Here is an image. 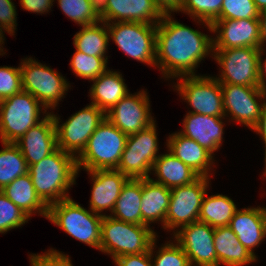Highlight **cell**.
Returning a JSON list of instances; mask_svg holds the SVG:
<instances>
[{
	"label": "cell",
	"mask_w": 266,
	"mask_h": 266,
	"mask_svg": "<svg viewBox=\"0 0 266 266\" xmlns=\"http://www.w3.org/2000/svg\"><path fill=\"white\" fill-rule=\"evenodd\" d=\"M212 52L213 38L164 14L156 28V66L165 78L195 74L198 64Z\"/></svg>",
	"instance_id": "1"
},
{
	"label": "cell",
	"mask_w": 266,
	"mask_h": 266,
	"mask_svg": "<svg viewBox=\"0 0 266 266\" xmlns=\"http://www.w3.org/2000/svg\"><path fill=\"white\" fill-rule=\"evenodd\" d=\"M34 189L49 207L69 198L67 191L78 175L76 157L57 148L36 164L28 166Z\"/></svg>",
	"instance_id": "2"
},
{
	"label": "cell",
	"mask_w": 266,
	"mask_h": 266,
	"mask_svg": "<svg viewBox=\"0 0 266 266\" xmlns=\"http://www.w3.org/2000/svg\"><path fill=\"white\" fill-rule=\"evenodd\" d=\"M155 239L156 233L148 225L126 223L103 215L99 250L111 255L113 260L119 256L146 253Z\"/></svg>",
	"instance_id": "3"
},
{
	"label": "cell",
	"mask_w": 266,
	"mask_h": 266,
	"mask_svg": "<svg viewBox=\"0 0 266 266\" xmlns=\"http://www.w3.org/2000/svg\"><path fill=\"white\" fill-rule=\"evenodd\" d=\"M126 140L127 135L105 118L76 158L78 172L117 169Z\"/></svg>",
	"instance_id": "4"
},
{
	"label": "cell",
	"mask_w": 266,
	"mask_h": 266,
	"mask_svg": "<svg viewBox=\"0 0 266 266\" xmlns=\"http://www.w3.org/2000/svg\"><path fill=\"white\" fill-rule=\"evenodd\" d=\"M47 219L73 238L99 250L103 215L87 211L69 197L51 204Z\"/></svg>",
	"instance_id": "5"
},
{
	"label": "cell",
	"mask_w": 266,
	"mask_h": 266,
	"mask_svg": "<svg viewBox=\"0 0 266 266\" xmlns=\"http://www.w3.org/2000/svg\"><path fill=\"white\" fill-rule=\"evenodd\" d=\"M43 107V109H42ZM41 109V110H40ZM47 109L30 93L21 91L0 101L1 142L16 143L40 119V111Z\"/></svg>",
	"instance_id": "6"
},
{
	"label": "cell",
	"mask_w": 266,
	"mask_h": 266,
	"mask_svg": "<svg viewBox=\"0 0 266 266\" xmlns=\"http://www.w3.org/2000/svg\"><path fill=\"white\" fill-rule=\"evenodd\" d=\"M20 64L22 90L34 96L46 109H55L65 97L69 82L60 73L31 57Z\"/></svg>",
	"instance_id": "7"
},
{
	"label": "cell",
	"mask_w": 266,
	"mask_h": 266,
	"mask_svg": "<svg viewBox=\"0 0 266 266\" xmlns=\"http://www.w3.org/2000/svg\"><path fill=\"white\" fill-rule=\"evenodd\" d=\"M109 37L131 58L156 66L157 25L142 22L107 23Z\"/></svg>",
	"instance_id": "8"
},
{
	"label": "cell",
	"mask_w": 266,
	"mask_h": 266,
	"mask_svg": "<svg viewBox=\"0 0 266 266\" xmlns=\"http://www.w3.org/2000/svg\"><path fill=\"white\" fill-rule=\"evenodd\" d=\"M57 134V148L76 158L86 148L90 136L105 120L106 113L94 104L85 106L60 125V118L52 113Z\"/></svg>",
	"instance_id": "9"
},
{
	"label": "cell",
	"mask_w": 266,
	"mask_h": 266,
	"mask_svg": "<svg viewBox=\"0 0 266 266\" xmlns=\"http://www.w3.org/2000/svg\"><path fill=\"white\" fill-rule=\"evenodd\" d=\"M155 122L127 136L125 148L116 170L131 179L150 178L154 161L159 157Z\"/></svg>",
	"instance_id": "10"
},
{
	"label": "cell",
	"mask_w": 266,
	"mask_h": 266,
	"mask_svg": "<svg viewBox=\"0 0 266 266\" xmlns=\"http://www.w3.org/2000/svg\"><path fill=\"white\" fill-rule=\"evenodd\" d=\"M213 53L212 56L222 68L219 77H215L220 84L260 86L259 48L213 49Z\"/></svg>",
	"instance_id": "11"
},
{
	"label": "cell",
	"mask_w": 266,
	"mask_h": 266,
	"mask_svg": "<svg viewBox=\"0 0 266 266\" xmlns=\"http://www.w3.org/2000/svg\"><path fill=\"white\" fill-rule=\"evenodd\" d=\"M178 80L176 90L194 109L188 113L225 117L221 84L215 77L191 75Z\"/></svg>",
	"instance_id": "12"
},
{
	"label": "cell",
	"mask_w": 266,
	"mask_h": 266,
	"mask_svg": "<svg viewBox=\"0 0 266 266\" xmlns=\"http://www.w3.org/2000/svg\"><path fill=\"white\" fill-rule=\"evenodd\" d=\"M208 177H199L193 183L171 188L165 229L175 230L198 221L202 200L207 192Z\"/></svg>",
	"instance_id": "13"
},
{
	"label": "cell",
	"mask_w": 266,
	"mask_h": 266,
	"mask_svg": "<svg viewBox=\"0 0 266 266\" xmlns=\"http://www.w3.org/2000/svg\"><path fill=\"white\" fill-rule=\"evenodd\" d=\"M221 89L225 116L229 113L232 120L253 129L259 121L266 101V89L261 86L233 84H221ZM257 99L264 101L259 104Z\"/></svg>",
	"instance_id": "14"
},
{
	"label": "cell",
	"mask_w": 266,
	"mask_h": 266,
	"mask_svg": "<svg viewBox=\"0 0 266 266\" xmlns=\"http://www.w3.org/2000/svg\"><path fill=\"white\" fill-rule=\"evenodd\" d=\"M214 229L204 222L196 221L177 229L176 232L173 231L174 242L176 241L188 256L191 266H217Z\"/></svg>",
	"instance_id": "15"
},
{
	"label": "cell",
	"mask_w": 266,
	"mask_h": 266,
	"mask_svg": "<svg viewBox=\"0 0 266 266\" xmlns=\"http://www.w3.org/2000/svg\"><path fill=\"white\" fill-rule=\"evenodd\" d=\"M149 101L144 90L133 95L129 92L106 113V119L127 136L135 134L155 122Z\"/></svg>",
	"instance_id": "16"
},
{
	"label": "cell",
	"mask_w": 266,
	"mask_h": 266,
	"mask_svg": "<svg viewBox=\"0 0 266 266\" xmlns=\"http://www.w3.org/2000/svg\"><path fill=\"white\" fill-rule=\"evenodd\" d=\"M212 30L214 33H219L213 38V49L259 48V19L215 20L212 23Z\"/></svg>",
	"instance_id": "17"
},
{
	"label": "cell",
	"mask_w": 266,
	"mask_h": 266,
	"mask_svg": "<svg viewBox=\"0 0 266 266\" xmlns=\"http://www.w3.org/2000/svg\"><path fill=\"white\" fill-rule=\"evenodd\" d=\"M16 144L28 166L41 161L57 149L55 121L51 113L34 127H31Z\"/></svg>",
	"instance_id": "18"
},
{
	"label": "cell",
	"mask_w": 266,
	"mask_h": 266,
	"mask_svg": "<svg viewBox=\"0 0 266 266\" xmlns=\"http://www.w3.org/2000/svg\"><path fill=\"white\" fill-rule=\"evenodd\" d=\"M164 13L154 0H108L106 15L101 21L142 22L157 25Z\"/></svg>",
	"instance_id": "19"
},
{
	"label": "cell",
	"mask_w": 266,
	"mask_h": 266,
	"mask_svg": "<svg viewBox=\"0 0 266 266\" xmlns=\"http://www.w3.org/2000/svg\"><path fill=\"white\" fill-rule=\"evenodd\" d=\"M93 186L90 199V210L101 214L104 210L112 212L123 185L129 179L116 169L88 171Z\"/></svg>",
	"instance_id": "20"
},
{
	"label": "cell",
	"mask_w": 266,
	"mask_h": 266,
	"mask_svg": "<svg viewBox=\"0 0 266 266\" xmlns=\"http://www.w3.org/2000/svg\"><path fill=\"white\" fill-rule=\"evenodd\" d=\"M229 227L243 246L256 257L253 248L258 247L266 237V207L237 210Z\"/></svg>",
	"instance_id": "21"
},
{
	"label": "cell",
	"mask_w": 266,
	"mask_h": 266,
	"mask_svg": "<svg viewBox=\"0 0 266 266\" xmlns=\"http://www.w3.org/2000/svg\"><path fill=\"white\" fill-rule=\"evenodd\" d=\"M223 118L225 119V117L187 113L183 119V131L179 133L195 140L213 155L223 141L224 123L221 120Z\"/></svg>",
	"instance_id": "22"
},
{
	"label": "cell",
	"mask_w": 266,
	"mask_h": 266,
	"mask_svg": "<svg viewBox=\"0 0 266 266\" xmlns=\"http://www.w3.org/2000/svg\"><path fill=\"white\" fill-rule=\"evenodd\" d=\"M167 147L168 152L179 158L200 177H210L213 155L195 140L176 132L169 136Z\"/></svg>",
	"instance_id": "23"
},
{
	"label": "cell",
	"mask_w": 266,
	"mask_h": 266,
	"mask_svg": "<svg viewBox=\"0 0 266 266\" xmlns=\"http://www.w3.org/2000/svg\"><path fill=\"white\" fill-rule=\"evenodd\" d=\"M213 242L217 266H243L256 261L257 257L243 246L229 226L215 228Z\"/></svg>",
	"instance_id": "24"
},
{
	"label": "cell",
	"mask_w": 266,
	"mask_h": 266,
	"mask_svg": "<svg viewBox=\"0 0 266 266\" xmlns=\"http://www.w3.org/2000/svg\"><path fill=\"white\" fill-rule=\"evenodd\" d=\"M171 189L152 181L142 179L141 216L142 225L161 221L165 229V217L169 207Z\"/></svg>",
	"instance_id": "25"
},
{
	"label": "cell",
	"mask_w": 266,
	"mask_h": 266,
	"mask_svg": "<svg viewBox=\"0 0 266 266\" xmlns=\"http://www.w3.org/2000/svg\"><path fill=\"white\" fill-rule=\"evenodd\" d=\"M92 81L93 85H91L89 92L92 98L91 104H94L105 113L129 93L122 74L117 71L107 69Z\"/></svg>",
	"instance_id": "26"
},
{
	"label": "cell",
	"mask_w": 266,
	"mask_h": 266,
	"mask_svg": "<svg viewBox=\"0 0 266 266\" xmlns=\"http://www.w3.org/2000/svg\"><path fill=\"white\" fill-rule=\"evenodd\" d=\"M152 171L155 172L158 180L150 179L170 189L189 185L200 177L189 166L170 152L168 153V151L165 154H160L154 161Z\"/></svg>",
	"instance_id": "27"
},
{
	"label": "cell",
	"mask_w": 266,
	"mask_h": 266,
	"mask_svg": "<svg viewBox=\"0 0 266 266\" xmlns=\"http://www.w3.org/2000/svg\"><path fill=\"white\" fill-rule=\"evenodd\" d=\"M0 191L29 218L36 212L47 218L49 207L37 195L28 173L17 177Z\"/></svg>",
	"instance_id": "28"
},
{
	"label": "cell",
	"mask_w": 266,
	"mask_h": 266,
	"mask_svg": "<svg viewBox=\"0 0 266 266\" xmlns=\"http://www.w3.org/2000/svg\"><path fill=\"white\" fill-rule=\"evenodd\" d=\"M142 179L129 178L123 185L121 193L112 210V218L142 225L141 216Z\"/></svg>",
	"instance_id": "29"
},
{
	"label": "cell",
	"mask_w": 266,
	"mask_h": 266,
	"mask_svg": "<svg viewBox=\"0 0 266 266\" xmlns=\"http://www.w3.org/2000/svg\"><path fill=\"white\" fill-rule=\"evenodd\" d=\"M203 197L198 221L204 222L213 228L229 226L233 215L237 211L234 201L225 195L217 194Z\"/></svg>",
	"instance_id": "30"
},
{
	"label": "cell",
	"mask_w": 266,
	"mask_h": 266,
	"mask_svg": "<svg viewBox=\"0 0 266 266\" xmlns=\"http://www.w3.org/2000/svg\"><path fill=\"white\" fill-rule=\"evenodd\" d=\"M109 36L107 23L99 21L95 24L82 26V29L74 35L73 44L76 50L86 55L105 57Z\"/></svg>",
	"instance_id": "31"
},
{
	"label": "cell",
	"mask_w": 266,
	"mask_h": 266,
	"mask_svg": "<svg viewBox=\"0 0 266 266\" xmlns=\"http://www.w3.org/2000/svg\"><path fill=\"white\" fill-rule=\"evenodd\" d=\"M1 143L4 148L0 150V190L17 177L28 173V165L18 145L12 142Z\"/></svg>",
	"instance_id": "32"
},
{
	"label": "cell",
	"mask_w": 266,
	"mask_h": 266,
	"mask_svg": "<svg viewBox=\"0 0 266 266\" xmlns=\"http://www.w3.org/2000/svg\"><path fill=\"white\" fill-rule=\"evenodd\" d=\"M223 0H184L179 11H184L197 23H203L210 32L212 23L220 16Z\"/></svg>",
	"instance_id": "33"
},
{
	"label": "cell",
	"mask_w": 266,
	"mask_h": 266,
	"mask_svg": "<svg viewBox=\"0 0 266 266\" xmlns=\"http://www.w3.org/2000/svg\"><path fill=\"white\" fill-rule=\"evenodd\" d=\"M107 60V56H89L76 50L71 59L70 66L78 77L92 81L107 70Z\"/></svg>",
	"instance_id": "34"
},
{
	"label": "cell",
	"mask_w": 266,
	"mask_h": 266,
	"mask_svg": "<svg viewBox=\"0 0 266 266\" xmlns=\"http://www.w3.org/2000/svg\"><path fill=\"white\" fill-rule=\"evenodd\" d=\"M57 1L64 14L81 26H88L101 21L95 14L90 0Z\"/></svg>",
	"instance_id": "35"
},
{
	"label": "cell",
	"mask_w": 266,
	"mask_h": 266,
	"mask_svg": "<svg viewBox=\"0 0 266 266\" xmlns=\"http://www.w3.org/2000/svg\"><path fill=\"white\" fill-rule=\"evenodd\" d=\"M259 13L254 0H223L220 16L216 20L259 19Z\"/></svg>",
	"instance_id": "36"
},
{
	"label": "cell",
	"mask_w": 266,
	"mask_h": 266,
	"mask_svg": "<svg viewBox=\"0 0 266 266\" xmlns=\"http://www.w3.org/2000/svg\"><path fill=\"white\" fill-rule=\"evenodd\" d=\"M28 219L29 217L0 191V233L21 227Z\"/></svg>",
	"instance_id": "37"
},
{
	"label": "cell",
	"mask_w": 266,
	"mask_h": 266,
	"mask_svg": "<svg viewBox=\"0 0 266 266\" xmlns=\"http://www.w3.org/2000/svg\"><path fill=\"white\" fill-rule=\"evenodd\" d=\"M153 266H191L183 249L173 242H167L156 252Z\"/></svg>",
	"instance_id": "38"
},
{
	"label": "cell",
	"mask_w": 266,
	"mask_h": 266,
	"mask_svg": "<svg viewBox=\"0 0 266 266\" xmlns=\"http://www.w3.org/2000/svg\"><path fill=\"white\" fill-rule=\"evenodd\" d=\"M22 91L20 65L0 67V101Z\"/></svg>",
	"instance_id": "39"
},
{
	"label": "cell",
	"mask_w": 266,
	"mask_h": 266,
	"mask_svg": "<svg viewBox=\"0 0 266 266\" xmlns=\"http://www.w3.org/2000/svg\"><path fill=\"white\" fill-rule=\"evenodd\" d=\"M31 266H73L69 255L50 249L46 253L30 254Z\"/></svg>",
	"instance_id": "40"
},
{
	"label": "cell",
	"mask_w": 266,
	"mask_h": 266,
	"mask_svg": "<svg viewBox=\"0 0 266 266\" xmlns=\"http://www.w3.org/2000/svg\"><path fill=\"white\" fill-rule=\"evenodd\" d=\"M16 7L11 0H0V30L14 36L16 29Z\"/></svg>",
	"instance_id": "41"
},
{
	"label": "cell",
	"mask_w": 266,
	"mask_h": 266,
	"mask_svg": "<svg viewBox=\"0 0 266 266\" xmlns=\"http://www.w3.org/2000/svg\"><path fill=\"white\" fill-rule=\"evenodd\" d=\"M157 238L152 242L150 250L146 253L119 256L114 259L117 266H153V251Z\"/></svg>",
	"instance_id": "42"
},
{
	"label": "cell",
	"mask_w": 266,
	"mask_h": 266,
	"mask_svg": "<svg viewBox=\"0 0 266 266\" xmlns=\"http://www.w3.org/2000/svg\"><path fill=\"white\" fill-rule=\"evenodd\" d=\"M54 0H20L23 9L33 13H46L51 9Z\"/></svg>",
	"instance_id": "43"
},
{
	"label": "cell",
	"mask_w": 266,
	"mask_h": 266,
	"mask_svg": "<svg viewBox=\"0 0 266 266\" xmlns=\"http://www.w3.org/2000/svg\"><path fill=\"white\" fill-rule=\"evenodd\" d=\"M164 14L179 11L184 0H154Z\"/></svg>",
	"instance_id": "44"
},
{
	"label": "cell",
	"mask_w": 266,
	"mask_h": 266,
	"mask_svg": "<svg viewBox=\"0 0 266 266\" xmlns=\"http://www.w3.org/2000/svg\"><path fill=\"white\" fill-rule=\"evenodd\" d=\"M252 130L260 134L261 138L263 139L265 143V158H266V102H264L259 121Z\"/></svg>",
	"instance_id": "45"
},
{
	"label": "cell",
	"mask_w": 266,
	"mask_h": 266,
	"mask_svg": "<svg viewBox=\"0 0 266 266\" xmlns=\"http://www.w3.org/2000/svg\"><path fill=\"white\" fill-rule=\"evenodd\" d=\"M259 21H260V43H259V49L260 52L265 53V50L263 49L265 46L264 43H266V10L259 13Z\"/></svg>",
	"instance_id": "46"
},
{
	"label": "cell",
	"mask_w": 266,
	"mask_h": 266,
	"mask_svg": "<svg viewBox=\"0 0 266 266\" xmlns=\"http://www.w3.org/2000/svg\"><path fill=\"white\" fill-rule=\"evenodd\" d=\"M108 0H90L95 14L102 19L106 15Z\"/></svg>",
	"instance_id": "47"
},
{
	"label": "cell",
	"mask_w": 266,
	"mask_h": 266,
	"mask_svg": "<svg viewBox=\"0 0 266 266\" xmlns=\"http://www.w3.org/2000/svg\"><path fill=\"white\" fill-rule=\"evenodd\" d=\"M263 52H260L258 77L260 80V86L266 89V59L262 58Z\"/></svg>",
	"instance_id": "48"
},
{
	"label": "cell",
	"mask_w": 266,
	"mask_h": 266,
	"mask_svg": "<svg viewBox=\"0 0 266 266\" xmlns=\"http://www.w3.org/2000/svg\"><path fill=\"white\" fill-rule=\"evenodd\" d=\"M254 2L259 12L266 10V0H254Z\"/></svg>",
	"instance_id": "49"
},
{
	"label": "cell",
	"mask_w": 266,
	"mask_h": 266,
	"mask_svg": "<svg viewBox=\"0 0 266 266\" xmlns=\"http://www.w3.org/2000/svg\"><path fill=\"white\" fill-rule=\"evenodd\" d=\"M4 34H3V31H1L0 30V46L4 43ZM3 50L4 49H2L1 47H0V55H3L5 52H3ZM1 52H3V53H1Z\"/></svg>",
	"instance_id": "50"
}]
</instances>
